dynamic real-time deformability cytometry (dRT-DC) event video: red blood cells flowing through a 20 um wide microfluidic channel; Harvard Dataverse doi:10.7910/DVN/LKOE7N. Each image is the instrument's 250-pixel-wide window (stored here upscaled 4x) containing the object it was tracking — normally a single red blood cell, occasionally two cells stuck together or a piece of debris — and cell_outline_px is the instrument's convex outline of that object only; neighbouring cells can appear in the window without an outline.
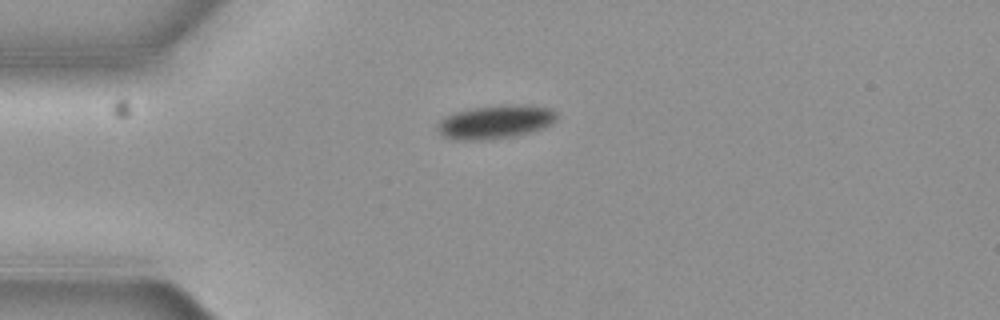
{"species": "common noctule bat (a hibernating species)", "species_latin": "Nyctalus noctula", "temperature_condition": "cold", "stored_images_in_passage": 2, "camera_frame_rate_fps": 3000, "um_per_image_px": 0.085, "animal": {"sex": "female", "body_mass_g": 19.3, "forearm_length_mm": 54.1}, "frame": {"image": 1, "passage_image": 1, "time_ms": 0.0, "image_size_px": [1000, 320], "cell_outline_px": [[556, 120], [552, 124], [544, 128], [512, 136], [476, 140], [452, 140], [440, 136], [436, 132], [436, 124], [444, 116], [452, 112], [468, 108], [504, 104], [528, 104], [552, 108], [556, 112]], "centroid_in_image_um": [42.05, 10.34], "position_along_channel_um": 43.0, "area_um2": 23.93}}